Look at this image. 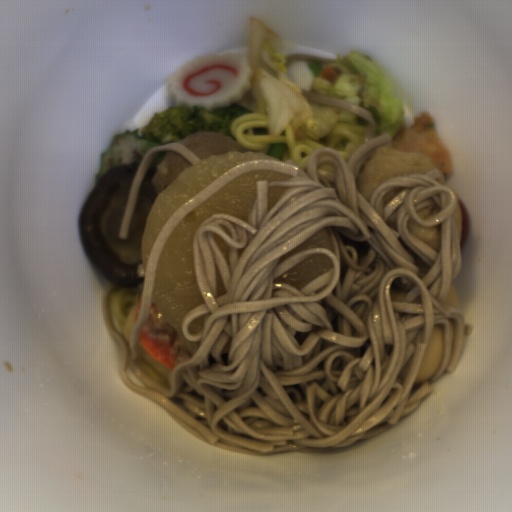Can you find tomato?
Returning a JSON list of instances; mask_svg holds the SVG:
<instances>
[{"label": "tomato", "mask_w": 512, "mask_h": 512, "mask_svg": "<svg viewBox=\"0 0 512 512\" xmlns=\"http://www.w3.org/2000/svg\"><path fill=\"white\" fill-rule=\"evenodd\" d=\"M459 202H460V206H461V210H462V232H461V238H460L459 245L462 250L463 247L465 246V244L468 240V236H469L470 215H469L463 201H461L459 199Z\"/></svg>", "instance_id": "tomato-1"}]
</instances>
